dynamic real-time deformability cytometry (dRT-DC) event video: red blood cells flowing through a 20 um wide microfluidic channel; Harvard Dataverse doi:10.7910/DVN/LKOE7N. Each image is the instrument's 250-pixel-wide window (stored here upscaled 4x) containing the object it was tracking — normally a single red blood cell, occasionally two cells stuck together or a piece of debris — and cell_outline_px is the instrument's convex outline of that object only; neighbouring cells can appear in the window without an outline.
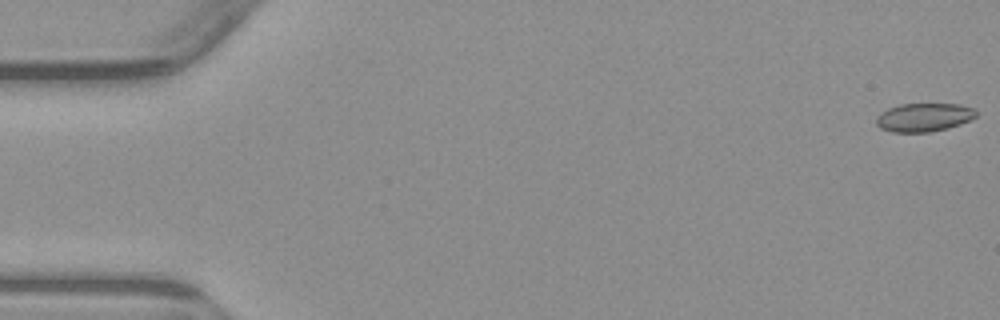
{"species": "common noctule bat (a hibernating species)", "species_latin": "Nyctalus noctula", "temperature_condition": "warm", "stored_images_in_passage": 5, "camera_frame_rate_fps": 3000, "um_per_image_px": 0.085, "animal": {"sex": "male", "body_mass_g": 23.1, "forearm_length_mm": 52.7}, "frame": {"image": 1, "passage_image": 1, "time_ms": 0.0, "image_size_px": [1000, 320], "cell_outline_px": [[976, 116], [960, 124], [948, 128], [928, 132], [892, 132], [880, 128], [876, 124], [876, 116], [880, 112], [888, 108], [900, 104], [960, 104], [972, 108], [976, 112]], "centroid_in_image_um": [78.48, 9.97], "position_along_channel_um": 6.5, "area_um2": 16.53}}
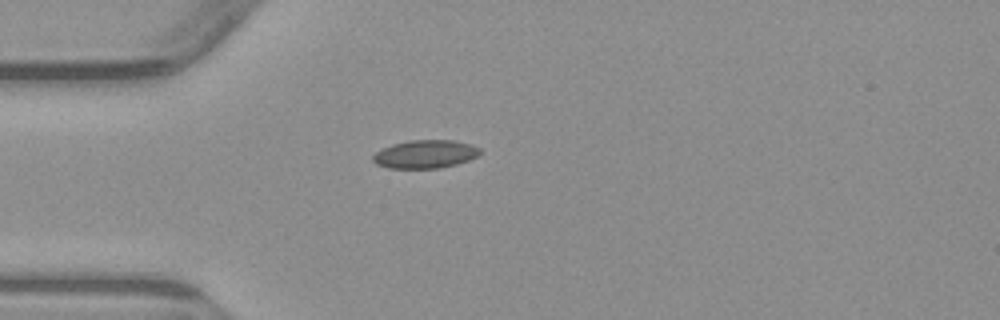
{"frame": {"image": 2, "passage_image": 5, "time_ms": 4.667, "image_size_px": [1000, 320], "cell_outline_px": [[480, 152], [476, 156], [468, 160], [456, 164], [440, 168], [388, 168], [376, 164], [372, 160], [372, 156], [376, 152], [392, 144], [412, 140], [452, 140], [472, 144], [480, 148]], "centroid_in_image_um": [36.14, 13.1], "position_along_channel_um": 48.9, "area_um2": 17.51}}